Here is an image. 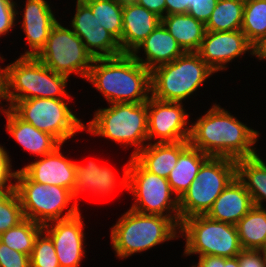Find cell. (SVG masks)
I'll return each instance as SVG.
<instances>
[{
    "instance_id": "cell-1",
    "label": "cell",
    "mask_w": 266,
    "mask_h": 267,
    "mask_svg": "<svg viewBox=\"0 0 266 267\" xmlns=\"http://www.w3.org/2000/svg\"><path fill=\"white\" fill-rule=\"evenodd\" d=\"M190 125L189 144L212 157L234 160L258 155L255 144L259 131L242 123L219 104Z\"/></svg>"
},
{
    "instance_id": "cell-31",
    "label": "cell",
    "mask_w": 266,
    "mask_h": 267,
    "mask_svg": "<svg viewBox=\"0 0 266 267\" xmlns=\"http://www.w3.org/2000/svg\"><path fill=\"white\" fill-rule=\"evenodd\" d=\"M42 230L43 225L25 218L17 226L0 234V242L17 252L30 256L35 239Z\"/></svg>"
},
{
    "instance_id": "cell-12",
    "label": "cell",
    "mask_w": 266,
    "mask_h": 267,
    "mask_svg": "<svg viewBox=\"0 0 266 267\" xmlns=\"http://www.w3.org/2000/svg\"><path fill=\"white\" fill-rule=\"evenodd\" d=\"M36 57L58 74L70 77L73 73L82 79L87 78L94 62L83 41L61 22L53 26L44 48Z\"/></svg>"
},
{
    "instance_id": "cell-30",
    "label": "cell",
    "mask_w": 266,
    "mask_h": 267,
    "mask_svg": "<svg viewBox=\"0 0 266 267\" xmlns=\"http://www.w3.org/2000/svg\"><path fill=\"white\" fill-rule=\"evenodd\" d=\"M241 31L255 48L266 38V0H250L244 4Z\"/></svg>"
},
{
    "instance_id": "cell-25",
    "label": "cell",
    "mask_w": 266,
    "mask_h": 267,
    "mask_svg": "<svg viewBox=\"0 0 266 267\" xmlns=\"http://www.w3.org/2000/svg\"><path fill=\"white\" fill-rule=\"evenodd\" d=\"M162 24L184 52H197L200 49L206 32L203 22L184 13L165 15Z\"/></svg>"
},
{
    "instance_id": "cell-36",
    "label": "cell",
    "mask_w": 266,
    "mask_h": 267,
    "mask_svg": "<svg viewBox=\"0 0 266 267\" xmlns=\"http://www.w3.org/2000/svg\"><path fill=\"white\" fill-rule=\"evenodd\" d=\"M17 3L10 0H0V37L9 33L16 25L18 13Z\"/></svg>"
},
{
    "instance_id": "cell-33",
    "label": "cell",
    "mask_w": 266,
    "mask_h": 267,
    "mask_svg": "<svg viewBox=\"0 0 266 267\" xmlns=\"http://www.w3.org/2000/svg\"><path fill=\"white\" fill-rule=\"evenodd\" d=\"M30 267H60L53 241L43 230L35 239Z\"/></svg>"
},
{
    "instance_id": "cell-29",
    "label": "cell",
    "mask_w": 266,
    "mask_h": 267,
    "mask_svg": "<svg viewBox=\"0 0 266 267\" xmlns=\"http://www.w3.org/2000/svg\"><path fill=\"white\" fill-rule=\"evenodd\" d=\"M244 4L235 0H218L205 24L206 31L241 30L243 23Z\"/></svg>"
},
{
    "instance_id": "cell-49",
    "label": "cell",
    "mask_w": 266,
    "mask_h": 267,
    "mask_svg": "<svg viewBox=\"0 0 266 267\" xmlns=\"http://www.w3.org/2000/svg\"><path fill=\"white\" fill-rule=\"evenodd\" d=\"M235 1H238V2H241V3L245 4V3H247L250 0H235Z\"/></svg>"
},
{
    "instance_id": "cell-26",
    "label": "cell",
    "mask_w": 266,
    "mask_h": 267,
    "mask_svg": "<svg viewBox=\"0 0 266 267\" xmlns=\"http://www.w3.org/2000/svg\"><path fill=\"white\" fill-rule=\"evenodd\" d=\"M209 157V155L190 144L179 154L176 166L171 170L167 178L175 197L180 199L188 190L202 164Z\"/></svg>"
},
{
    "instance_id": "cell-46",
    "label": "cell",
    "mask_w": 266,
    "mask_h": 267,
    "mask_svg": "<svg viewBox=\"0 0 266 267\" xmlns=\"http://www.w3.org/2000/svg\"><path fill=\"white\" fill-rule=\"evenodd\" d=\"M3 56L0 55V61H3ZM3 77H4V68L0 67V101H2L3 97Z\"/></svg>"
},
{
    "instance_id": "cell-42",
    "label": "cell",
    "mask_w": 266,
    "mask_h": 267,
    "mask_svg": "<svg viewBox=\"0 0 266 267\" xmlns=\"http://www.w3.org/2000/svg\"><path fill=\"white\" fill-rule=\"evenodd\" d=\"M198 263L191 267H224V257L199 256Z\"/></svg>"
},
{
    "instance_id": "cell-17",
    "label": "cell",
    "mask_w": 266,
    "mask_h": 267,
    "mask_svg": "<svg viewBox=\"0 0 266 267\" xmlns=\"http://www.w3.org/2000/svg\"><path fill=\"white\" fill-rule=\"evenodd\" d=\"M60 144L48 153L21 170L34 182L55 185L73 191L75 182V162L69 160L60 151Z\"/></svg>"
},
{
    "instance_id": "cell-27",
    "label": "cell",
    "mask_w": 266,
    "mask_h": 267,
    "mask_svg": "<svg viewBox=\"0 0 266 267\" xmlns=\"http://www.w3.org/2000/svg\"><path fill=\"white\" fill-rule=\"evenodd\" d=\"M236 176L250 193L254 206L266 201V163L259 155L236 160Z\"/></svg>"
},
{
    "instance_id": "cell-3",
    "label": "cell",
    "mask_w": 266,
    "mask_h": 267,
    "mask_svg": "<svg viewBox=\"0 0 266 267\" xmlns=\"http://www.w3.org/2000/svg\"><path fill=\"white\" fill-rule=\"evenodd\" d=\"M67 76L45 66L37 57L20 56L4 68L3 101L10 107L15 101L32 98H71Z\"/></svg>"
},
{
    "instance_id": "cell-2",
    "label": "cell",
    "mask_w": 266,
    "mask_h": 267,
    "mask_svg": "<svg viewBox=\"0 0 266 267\" xmlns=\"http://www.w3.org/2000/svg\"><path fill=\"white\" fill-rule=\"evenodd\" d=\"M86 80L108 104L143 103L151 97V71L132 54L94 59Z\"/></svg>"
},
{
    "instance_id": "cell-9",
    "label": "cell",
    "mask_w": 266,
    "mask_h": 267,
    "mask_svg": "<svg viewBox=\"0 0 266 267\" xmlns=\"http://www.w3.org/2000/svg\"><path fill=\"white\" fill-rule=\"evenodd\" d=\"M179 234L186 240L183 254L186 257L198 254L233 258L243 250L236 225L213 220L207 215L184 219Z\"/></svg>"
},
{
    "instance_id": "cell-32",
    "label": "cell",
    "mask_w": 266,
    "mask_h": 267,
    "mask_svg": "<svg viewBox=\"0 0 266 267\" xmlns=\"http://www.w3.org/2000/svg\"><path fill=\"white\" fill-rule=\"evenodd\" d=\"M96 16L97 21L118 41L123 28V4L113 0H82Z\"/></svg>"
},
{
    "instance_id": "cell-21",
    "label": "cell",
    "mask_w": 266,
    "mask_h": 267,
    "mask_svg": "<svg viewBox=\"0 0 266 267\" xmlns=\"http://www.w3.org/2000/svg\"><path fill=\"white\" fill-rule=\"evenodd\" d=\"M253 207L250 193L236 176L217 197L206 215L213 220L236 225Z\"/></svg>"
},
{
    "instance_id": "cell-14",
    "label": "cell",
    "mask_w": 266,
    "mask_h": 267,
    "mask_svg": "<svg viewBox=\"0 0 266 267\" xmlns=\"http://www.w3.org/2000/svg\"><path fill=\"white\" fill-rule=\"evenodd\" d=\"M247 52L255 56L256 48L241 30L206 31L197 51L201 59L216 73L225 70L227 64Z\"/></svg>"
},
{
    "instance_id": "cell-39",
    "label": "cell",
    "mask_w": 266,
    "mask_h": 267,
    "mask_svg": "<svg viewBox=\"0 0 266 267\" xmlns=\"http://www.w3.org/2000/svg\"><path fill=\"white\" fill-rule=\"evenodd\" d=\"M11 159L4 149V146H0V188H6L13 179V170Z\"/></svg>"
},
{
    "instance_id": "cell-35",
    "label": "cell",
    "mask_w": 266,
    "mask_h": 267,
    "mask_svg": "<svg viewBox=\"0 0 266 267\" xmlns=\"http://www.w3.org/2000/svg\"><path fill=\"white\" fill-rule=\"evenodd\" d=\"M0 267H30V256L0 242Z\"/></svg>"
},
{
    "instance_id": "cell-19",
    "label": "cell",
    "mask_w": 266,
    "mask_h": 267,
    "mask_svg": "<svg viewBox=\"0 0 266 267\" xmlns=\"http://www.w3.org/2000/svg\"><path fill=\"white\" fill-rule=\"evenodd\" d=\"M122 20L123 28L119 45L123 54H132L162 23V18L135 2L123 4Z\"/></svg>"
},
{
    "instance_id": "cell-18",
    "label": "cell",
    "mask_w": 266,
    "mask_h": 267,
    "mask_svg": "<svg viewBox=\"0 0 266 267\" xmlns=\"http://www.w3.org/2000/svg\"><path fill=\"white\" fill-rule=\"evenodd\" d=\"M22 19V30L30 50L21 56L36 57L44 48L50 31L58 22L50 4L45 0H26Z\"/></svg>"
},
{
    "instance_id": "cell-7",
    "label": "cell",
    "mask_w": 266,
    "mask_h": 267,
    "mask_svg": "<svg viewBox=\"0 0 266 267\" xmlns=\"http://www.w3.org/2000/svg\"><path fill=\"white\" fill-rule=\"evenodd\" d=\"M214 73L197 52H185L151 71V96L162 101H185Z\"/></svg>"
},
{
    "instance_id": "cell-8",
    "label": "cell",
    "mask_w": 266,
    "mask_h": 267,
    "mask_svg": "<svg viewBox=\"0 0 266 267\" xmlns=\"http://www.w3.org/2000/svg\"><path fill=\"white\" fill-rule=\"evenodd\" d=\"M13 180L26 219L45 225L73 217L81 211L69 189L34 182L21 169L14 171ZM70 202L73 204L64 213Z\"/></svg>"
},
{
    "instance_id": "cell-10",
    "label": "cell",
    "mask_w": 266,
    "mask_h": 267,
    "mask_svg": "<svg viewBox=\"0 0 266 267\" xmlns=\"http://www.w3.org/2000/svg\"><path fill=\"white\" fill-rule=\"evenodd\" d=\"M235 177L236 160L210 156L179 199L180 224L188 217L206 215L217 197Z\"/></svg>"
},
{
    "instance_id": "cell-23",
    "label": "cell",
    "mask_w": 266,
    "mask_h": 267,
    "mask_svg": "<svg viewBox=\"0 0 266 267\" xmlns=\"http://www.w3.org/2000/svg\"><path fill=\"white\" fill-rule=\"evenodd\" d=\"M7 119L6 130L19 145L36 157L51 153L60 143L50 134L20 119L9 107L3 112Z\"/></svg>"
},
{
    "instance_id": "cell-16",
    "label": "cell",
    "mask_w": 266,
    "mask_h": 267,
    "mask_svg": "<svg viewBox=\"0 0 266 267\" xmlns=\"http://www.w3.org/2000/svg\"><path fill=\"white\" fill-rule=\"evenodd\" d=\"M82 219L79 212L73 217L43 225V231L53 241L60 267H79L82 258L86 257Z\"/></svg>"
},
{
    "instance_id": "cell-34",
    "label": "cell",
    "mask_w": 266,
    "mask_h": 267,
    "mask_svg": "<svg viewBox=\"0 0 266 267\" xmlns=\"http://www.w3.org/2000/svg\"><path fill=\"white\" fill-rule=\"evenodd\" d=\"M25 219L20 198L14 189L0 203V234L8 229L17 226Z\"/></svg>"
},
{
    "instance_id": "cell-43",
    "label": "cell",
    "mask_w": 266,
    "mask_h": 267,
    "mask_svg": "<svg viewBox=\"0 0 266 267\" xmlns=\"http://www.w3.org/2000/svg\"><path fill=\"white\" fill-rule=\"evenodd\" d=\"M255 57L258 60H266V38L257 46Z\"/></svg>"
},
{
    "instance_id": "cell-28",
    "label": "cell",
    "mask_w": 266,
    "mask_h": 267,
    "mask_svg": "<svg viewBox=\"0 0 266 267\" xmlns=\"http://www.w3.org/2000/svg\"><path fill=\"white\" fill-rule=\"evenodd\" d=\"M266 208L254 206L236 224L243 249L262 250L266 245Z\"/></svg>"
},
{
    "instance_id": "cell-44",
    "label": "cell",
    "mask_w": 266,
    "mask_h": 267,
    "mask_svg": "<svg viewBox=\"0 0 266 267\" xmlns=\"http://www.w3.org/2000/svg\"><path fill=\"white\" fill-rule=\"evenodd\" d=\"M15 189L14 183L11 182L6 188H0V203Z\"/></svg>"
},
{
    "instance_id": "cell-15",
    "label": "cell",
    "mask_w": 266,
    "mask_h": 267,
    "mask_svg": "<svg viewBox=\"0 0 266 267\" xmlns=\"http://www.w3.org/2000/svg\"><path fill=\"white\" fill-rule=\"evenodd\" d=\"M76 11L71 20L73 32L83 41L85 48L94 59L122 55L119 41L99 24L91 9L77 0Z\"/></svg>"
},
{
    "instance_id": "cell-20",
    "label": "cell",
    "mask_w": 266,
    "mask_h": 267,
    "mask_svg": "<svg viewBox=\"0 0 266 267\" xmlns=\"http://www.w3.org/2000/svg\"><path fill=\"white\" fill-rule=\"evenodd\" d=\"M141 50L144 51L143 54H145L146 57H140L138 55ZM184 53L185 52L182 50L175 38L161 23L135 49L132 55L145 68L152 71L160 65L172 62Z\"/></svg>"
},
{
    "instance_id": "cell-41",
    "label": "cell",
    "mask_w": 266,
    "mask_h": 267,
    "mask_svg": "<svg viewBox=\"0 0 266 267\" xmlns=\"http://www.w3.org/2000/svg\"><path fill=\"white\" fill-rule=\"evenodd\" d=\"M134 2L155 13L160 18L166 15L165 0H134Z\"/></svg>"
},
{
    "instance_id": "cell-5",
    "label": "cell",
    "mask_w": 266,
    "mask_h": 267,
    "mask_svg": "<svg viewBox=\"0 0 266 267\" xmlns=\"http://www.w3.org/2000/svg\"><path fill=\"white\" fill-rule=\"evenodd\" d=\"M147 121V102L113 103L107 108L97 109L93 119L85 125V130L126 148L134 146L133 157L148 144Z\"/></svg>"
},
{
    "instance_id": "cell-4",
    "label": "cell",
    "mask_w": 266,
    "mask_h": 267,
    "mask_svg": "<svg viewBox=\"0 0 266 267\" xmlns=\"http://www.w3.org/2000/svg\"><path fill=\"white\" fill-rule=\"evenodd\" d=\"M110 229L112 248L119 259H127L180 237V226L172 218L142 214L132 209L121 215Z\"/></svg>"
},
{
    "instance_id": "cell-45",
    "label": "cell",
    "mask_w": 266,
    "mask_h": 267,
    "mask_svg": "<svg viewBox=\"0 0 266 267\" xmlns=\"http://www.w3.org/2000/svg\"><path fill=\"white\" fill-rule=\"evenodd\" d=\"M224 267H239V262L237 257L225 258L224 257Z\"/></svg>"
},
{
    "instance_id": "cell-37",
    "label": "cell",
    "mask_w": 266,
    "mask_h": 267,
    "mask_svg": "<svg viewBox=\"0 0 266 267\" xmlns=\"http://www.w3.org/2000/svg\"><path fill=\"white\" fill-rule=\"evenodd\" d=\"M217 1L218 0H193V5L190 6L187 14L206 24Z\"/></svg>"
},
{
    "instance_id": "cell-40",
    "label": "cell",
    "mask_w": 266,
    "mask_h": 267,
    "mask_svg": "<svg viewBox=\"0 0 266 267\" xmlns=\"http://www.w3.org/2000/svg\"><path fill=\"white\" fill-rule=\"evenodd\" d=\"M166 15L184 14L193 5V0H165Z\"/></svg>"
},
{
    "instance_id": "cell-13",
    "label": "cell",
    "mask_w": 266,
    "mask_h": 267,
    "mask_svg": "<svg viewBox=\"0 0 266 267\" xmlns=\"http://www.w3.org/2000/svg\"><path fill=\"white\" fill-rule=\"evenodd\" d=\"M183 102L162 101L150 97L147 101L148 143L188 141L190 135L189 114ZM188 125V126H187Z\"/></svg>"
},
{
    "instance_id": "cell-22",
    "label": "cell",
    "mask_w": 266,
    "mask_h": 267,
    "mask_svg": "<svg viewBox=\"0 0 266 267\" xmlns=\"http://www.w3.org/2000/svg\"><path fill=\"white\" fill-rule=\"evenodd\" d=\"M116 175L113 169L106 165L96 164L89 160L88 163L75 162V182L73 198L78 205V197L83 192L92 193L94 196H109L117 186Z\"/></svg>"
},
{
    "instance_id": "cell-6",
    "label": "cell",
    "mask_w": 266,
    "mask_h": 267,
    "mask_svg": "<svg viewBox=\"0 0 266 267\" xmlns=\"http://www.w3.org/2000/svg\"><path fill=\"white\" fill-rule=\"evenodd\" d=\"M119 185L128 189L135 201L130 209L172 218L180 226L179 199L172 197L168 179L147 171L134 157L125 165Z\"/></svg>"
},
{
    "instance_id": "cell-38",
    "label": "cell",
    "mask_w": 266,
    "mask_h": 267,
    "mask_svg": "<svg viewBox=\"0 0 266 267\" xmlns=\"http://www.w3.org/2000/svg\"><path fill=\"white\" fill-rule=\"evenodd\" d=\"M239 267H266L262 250L243 249L237 256Z\"/></svg>"
},
{
    "instance_id": "cell-47",
    "label": "cell",
    "mask_w": 266,
    "mask_h": 267,
    "mask_svg": "<svg viewBox=\"0 0 266 267\" xmlns=\"http://www.w3.org/2000/svg\"><path fill=\"white\" fill-rule=\"evenodd\" d=\"M115 2L121 3V4H126V3H130V2H134V0H113Z\"/></svg>"
},
{
    "instance_id": "cell-50",
    "label": "cell",
    "mask_w": 266,
    "mask_h": 267,
    "mask_svg": "<svg viewBox=\"0 0 266 267\" xmlns=\"http://www.w3.org/2000/svg\"><path fill=\"white\" fill-rule=\"evenodd\" d=\"M263 253H264V256L266 257V245L265 247L262 249Z\"/></svg>"
},
{
    "instance_id": "cell-48",
    "label": "cell",
    "mask_w": 266,
    "mask_h": 267,
    "mask_svg": "<svg viewBox=\"0 0 266 267\" xmlns=\"http://www.w3.org/2000/svg\"><path fill=\"white\" fill-rule=\"evenodd\" d=\"M0 104L2 105L3 103L0 101ZM1 107V109H0V112H5V110H6V106L5 107H3V106H0ZM2 110V111H1ZM0 146H2V145H0Z\"/></svg>"
},
{
    "instance_id": "cell-11",
    "label": "cell",
    "mask_w": 266,
    "mask_h": 267,
    "mask_svg": "<svg viewBox=\"0 0 266 267\" xmlns=\"http://www.w3.org/2000/svg\"><path fill=\"white\" fill-rule=\"evenodd\" d=\"M65 100L32 98L15 101L9 108L23 121L64 144L76 133L85 130L84 122L72 112Z\"/></svg>"
},
{
    "instance_id": "cell-24",
    "label": "cell",
    "mask_w": 266,
    "mask_h": 267,
    "mask_svg": "<svg viewBox=\"0 0 266 267\" xmlns=\"http://www.w3.org/2000/svg\"><path fill=\"white\" fill-rule=\"evenodd\" d=\"M188 141L148 143L133 156L147 171L168 178Z\"/></svg>"
}]
</instances>
